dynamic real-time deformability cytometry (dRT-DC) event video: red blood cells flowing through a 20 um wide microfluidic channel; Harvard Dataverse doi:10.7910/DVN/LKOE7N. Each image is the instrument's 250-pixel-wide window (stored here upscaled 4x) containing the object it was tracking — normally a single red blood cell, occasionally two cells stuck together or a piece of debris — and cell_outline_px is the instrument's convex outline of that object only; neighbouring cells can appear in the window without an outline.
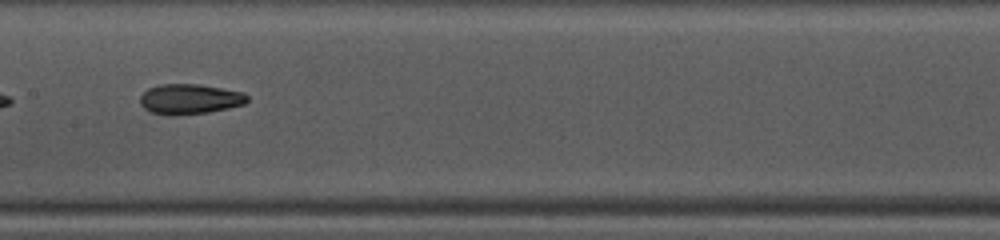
{"species": "common noctule bat (a hibernating species)", "species_latin": "Nyctalus noctula", "temperature_condition": "warm", "stored_images_in_passage": 33, "camera_frame_rate_fps": 3000, "um_per_image_px": 0.085, "animal": {"sex": "female", "body_mass_g": 10.0, "forearm_length_mm": 53.1}, "frame": {"image": 1, "passage_image": 15, "time_ms": 4.667, "image_size_px": [1000, 240], "cell_outline_px": [[248, 100], [244, 104], [228, 108], [208, 112], [148, 112], [140, 104], [140, 96], [148, 88], [160, 84], [196, 84], [244, 92], [248, 96]], "centroid_in_image_um": [16.15, 8.37], "position_along_channel_um": 191.3, "area_um2": 18.03}}
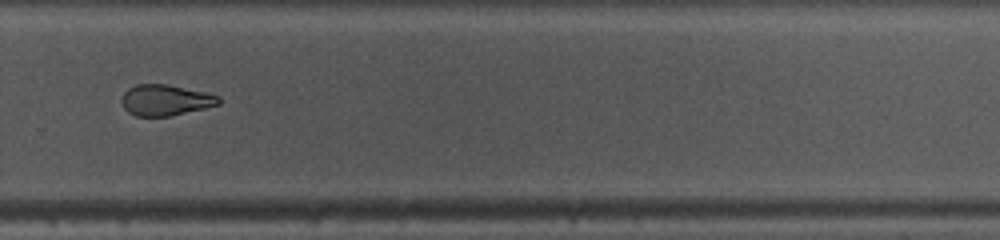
{"frame": {"image": 2, "passage_image": 24, "time_ms": 7.667, "image_size_px": [1000, 240], "cell_outline_px": [[220, 104], [204, 108], [168, 116], [136, 116], [128, 112], [124, 108], [120, 100], [124, 92], [128, 88], [136, 84], [168, 84], [204, 92], [220, 96]], "centroid_in_image_um": [14.03, 8.5], "position_along_channel_um": 315.8, "area_um2": 17.46}, "authors_computed_cell_mechanics": {"area_um2": 18.9006, "velocity_mm_per_s": 4.1703, "shape_relaxation_time_tau1_ms": null, "shape_relaxation_time_tau2_ms": 3.1755, "deformation_change_tau1": null, "deformation_change_tau2": 0.112}}